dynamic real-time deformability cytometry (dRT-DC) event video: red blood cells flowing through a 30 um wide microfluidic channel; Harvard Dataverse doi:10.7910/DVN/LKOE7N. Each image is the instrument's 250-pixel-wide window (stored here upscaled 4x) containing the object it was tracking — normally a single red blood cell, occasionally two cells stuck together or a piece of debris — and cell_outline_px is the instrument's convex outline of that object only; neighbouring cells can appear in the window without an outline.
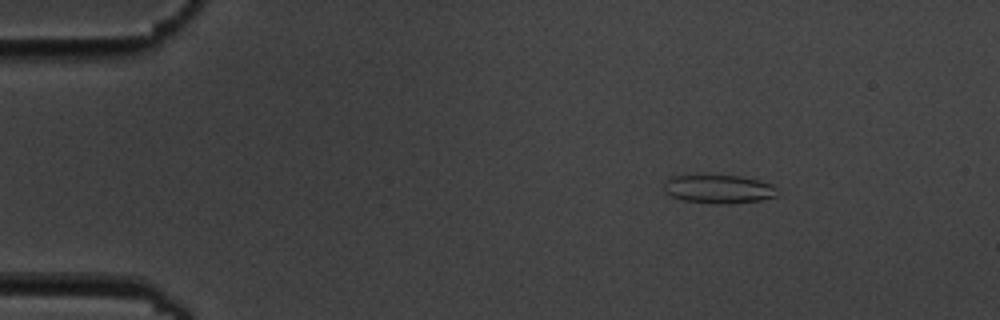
{"species": "common noctule bat (a hibernating species)", "species_latin": "Nyctalus noctula", "temperature_condition": "cold", "stored_images_in_passage": 10, "camera_frame_rate_fps": 3000, "um_per_image_px": 0.085, "animal": {"sex": "male", "body_mass_g": 19.5, "forearm_length_mm": 54.6}, "frame": {"image": 1, "passage_image": 1, "time_ms": 0.0, "image_size_px": [1000, 320], "cell_outline_px": [[776, 196], [760, 200], [728, 204], [720, 204], [684, 200], [672, 196], [664, 192], [664, 184], [672, 176], [740, 176], [772, 184], [776, 188]], "centroid_in_image_um": [61.09, 16.08], "position_along_channel_um": 23.9, "area_um2": 18.44}}
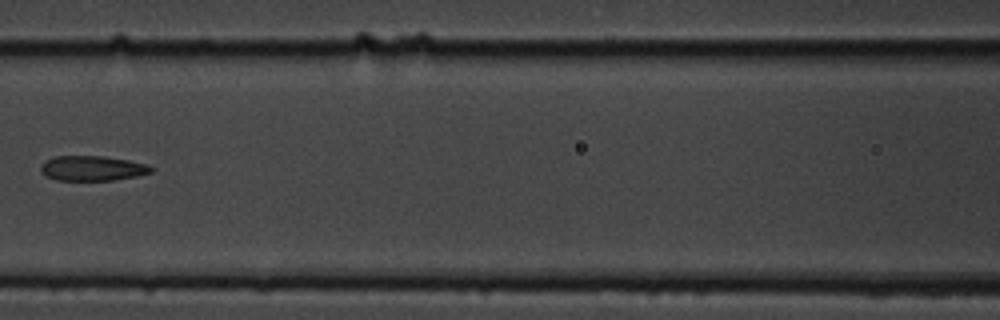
{"frame": {"image": 2, "passage_image": 6, "time_ms": 6.0, "image_size_px": [1000, 320], "cell_outline_px": [[156, 168], [152, 172], [136, 176], [112, 180], [56, 180], [44, 176], [40, 172], [40, 164], [44, 160], [56, 156], [104, 156], [128, 160], [148, 164]], "centroid_in_image_um": [7.82, 14.3], "position_along_channel_um": 158.8, "area_um2": 16.3}}
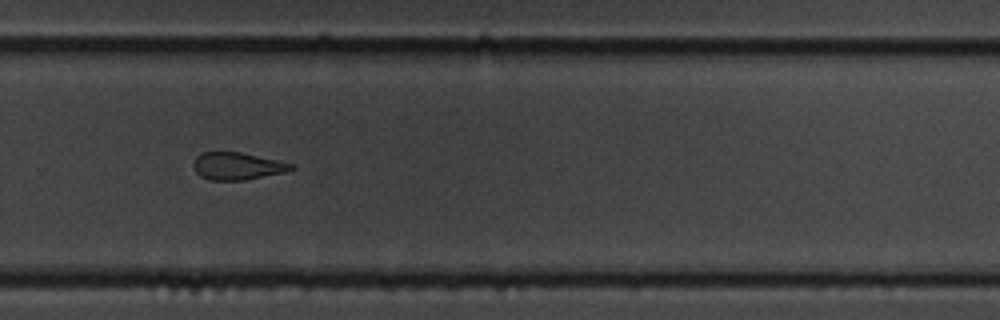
{"frame": {"image": 3, "passage_image": 10, "time_ms": 10.333, "image_size_px": [1000, 320], "cell_outline_px": [[296, 168], [284, 172], [244, 180], [208, 180], [200, 176], [196, 172], [192, 164], [196, 156], [204, 152], [240, 152], [276, 160], [292, 164]], "centroid_in_image_um": [20.12, 14.12], "position_along_channel_um": 309.7, "area_um2": 15.43}}